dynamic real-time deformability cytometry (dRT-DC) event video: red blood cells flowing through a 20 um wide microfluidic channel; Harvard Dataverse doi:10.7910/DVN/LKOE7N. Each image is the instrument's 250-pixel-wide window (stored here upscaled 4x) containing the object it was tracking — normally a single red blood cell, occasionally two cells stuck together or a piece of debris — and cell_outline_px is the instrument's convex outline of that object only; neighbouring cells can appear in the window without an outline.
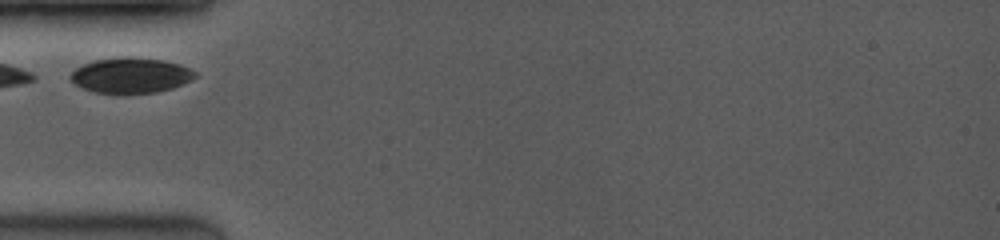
{"species": "common noctule bat (a hibernating species)", "species_latin": "Nyctalus noctula", "temperature_condition": "room temperature", "stored_images_in_passage": 10, "camera_frame_rate_fps": 3500, "um_per_image_px": 0.085, "animal": {"sex": "female", "body_mass_g": 19.0, "forearm_length_mm": 53.3}, "frame": {"image": 1, "passage_image": 1, "time_ms": 0.0, "image_size_px": [1000, 240], "cell_outline_px": [[196, 76], [172, 88], [156, 92], [96, 92], [84, 88], [76, 84], [68, 76], [76, 68], [84, 64], [96, 60], [164, 60], [180, 64], [196, 72]], "centroid_in_image_um": [11.11, 6.43], "position_along_channel_um": 73.9, "area_um2": 24.04}}
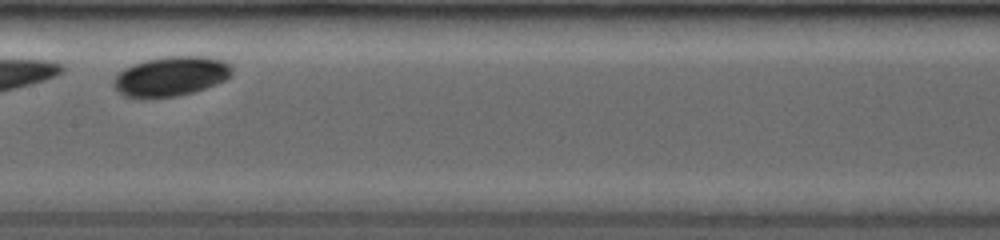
{"frame": {"image": 2, "passage_image": 6, "time_ms": 3.143, "image_size_px": [1000, 240], "cell_outline_px": [[232, 76], [224, 80], [204, 88], [192, 92], [176, 96], [124, 96], [112, 84], [112, 80], [124, 68], [132, 64], [144, 60], [164, 56], [204, 56], [224, 60], [232, 68]], "centroid_in_image_um": [14.54, 6.45], "position_along_channel_um": 192.9, "area_um2": 26.93}}
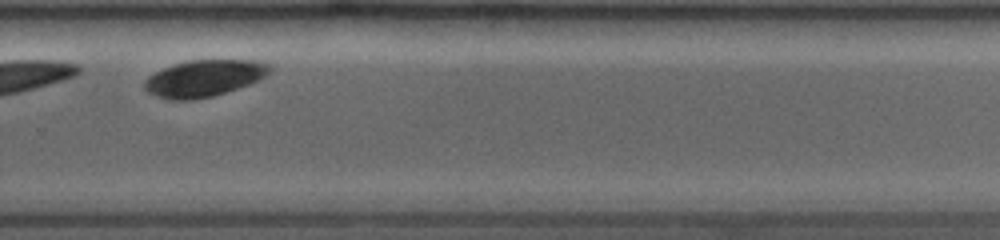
{"frame": {"image": 3, "passage_image": 10, "time_ms": 6.286, "image_size_px": [1000, 240], "cell_outline_px": [[272, 68], [264, 76], [248, 84], [212, 96], [192, 100], [172, 100], [148, 92], [144, 88], [144, 80], [148, 76], [164, 68], [188, 60], [260, 60], [272, 64]], "centroid_in_image_um": [17.35, 6.63], "position_along_channel_um": 312.4, "area_um2": 26.41}}